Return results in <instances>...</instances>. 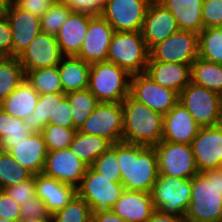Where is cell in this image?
Here are the masks:
<instances>
[{
  "label": "cell",
  "mask_w": 222,
  "mask_h": 222,
  "mask_svg": "<svg viewBox=\"0 0 222 222\" xmlns=\"http://www.w3.org/2000/svg\"><path fill=\"white\" fill-rule=\"evenodd\" d=\"M116 153L125 190L151 193L159 176L155 148L118 142Z\"/></svg>",
  "instance_id": "1"
},
{
  "label": "cell",
  "mask_w": 222,
  "mask_h": 222,
  "mask_svg": "<svg viewBox=\"0 0 222 222\" xmlns=\"http://www.w3.org/2000/svg\"><path fill=\"white\" fill-rule=\"evenodd\" d=\"M222 168L198 172L191 177L186 222H222Z\"/></svg>",
  "instance_id": "2"
},
{
  "label": "cell",
  "mask_w": 222,
  "mask_h": 222,
  "mask_svg": "<svg viewBox=\"0 0 222 222\" xmlns=\"http://www.w3.org/2000/svg\"><path fill=\"white\" fill-rule=\"evenodd\" d=\"M123 142L154 147L162 140L164 115L134 99L122 101Z\"/></svg>",
  "instance_id": "3"
},
{
  "label": "cell",
  "mask_w": 222,
  "mask_h": 222,
  "mask_svg": "<svg viewBox=\"0 0 222 222\" xmlns=\"http://www.w3.org/2000/svg\"><path fill=\"white\" fill-rule=\"evenodd\" d=\"M131 75L109 62L91 64L88 90L99 102L122 103L130 94Z\"/></svg>",
  "instance_id": "4"
},
{
  "label": "cell",
  "mask_w": 222,
  "mask_h": 222,
  "mask_svg": "<svg viewBox=\"0 0 222 222\" xmlns=\"http://www.w3.org/2000/svg\"><path fill=\"white\" fill-rule=\"evenodd\" d=\"M149 59L141 31H115L107 56V62L114 63L130 75L145 73Z\"/></svg>",
  "instance_id": "5"
},
{
  "label": "cell",
  "mask_w": 222,
  "mask_h": 222,
  "mask_svg": "<svg viewBox=\"0 0 222 222\" xmlns=\"http://www.w3.org/2000/svg\"><path fill=\"white\" fill-rule=\"evenodd\" d=\"M179 102L200 127L222 124V96L219 94L191 81L180 92Z\"/></svg>",
  "instance_id": "6"
},
{
  "label": "cell",
  "mask_w": 222,
  "mask_h": 222,
  "mask_svg": "<svg viewBox=\"0 0 222 222\" xmlns=\"http://www.w3.org/2000/svg\"><path fill=\"white\" fill-rule=\"evenodd\" d=\"M124 190L121 182H112L87 167L81 184L77 187V194L88 203L92 214H98L112 210Z\"/></svg>",
  "instance_id": "7"
},
{
  "label": "cell",
  "mask_w": 222,
  "mask_h": 222,
  "mask_svg": "<svg viewBox=\"0 0 222 222\" xmlns=\"http://www.w3.org/2000/svg\"><path fill=\"white\" fill-rule=\"evenodd\" d=\"M154 210L185 216L190 203L191 178L159 175L151 191Z\"/></svg>",
  "instance_id": "8"
},
{
  "label": "cell",
  "mask_w": 222,
  "mask_h": 222,
  "mask_svg": "<svg viewBox=\"0 0 222 222\" xmlns=\"http://www.w3.org/2000/svg\"><path fill=\"white\" fill-rule=\"evenodd\" d=\"M154 148L159 175L190 179L199 172L191 144L161 140Z\"/></svg>",
  "instance_id": "9"
},
{
  "label": "cell",
  "mask_w": 222,
  "mask_h": 222,
  "mask_svg": "<svg viewBox=\"0 0 222 222\" xmlns=\"http://www.w3.org/2000/svg\"><path fill=\"white\" fill-rule=\"evenodd\" d=\"M78 131L84 134L104 137L112 144L123 142L121 103L99 102Z\"/></svg>",
  "instance_id": "10"
},
{
  "label": "cell",
  "mask_w": 222,
  "mask_h": 222,
  "mask_svg": "<svg viewBox=\"0 0 222 222\" xmlns=\"http://www.w3.org/2000/svg\"><path fill=\"white\" fill-rule=\"evenodd\" d=\"M198 57V34L178 30L149 50L148 61L175 62L191 65Z\"/></svg>",
  "instance_id": "11"
},
{
  "label": "cell",
  "mask_w": 222,
  "mask_h": 222,
  "mask_svg": "<svg viewBox=\"0 0 222 222\" xmlns=\"http://www.w3.org/2000/svg\"><path fill=\"white\" fill-rule=\"evenodd\" d=\"M152 0H106L100 15L114 31H141Z\"/></svg>",
  "instance_id": "12"
},
{
  "label": "cell",
  "mask_w": 222,
  "mask_h": 222,
  "mask_svg": "<svg viewBox=\"0 0 222 222\" xmlns=\"http://www.w3.org/2000/svg\"><path fill=\"white\" fill-rule=\"evenodd\" d=\"M130 95L163 115L179 102L177 92L156 83L146 73L131 75Z\"/></svg>",
  "instance_id": "13"
},
{
  "label": "cell",
  "mask_w": 222,
  "mask_h": 222,
  "mask_svg": "<svg viewBox=\"0 0 222 222\" xmlns=\"http://www.w3.org/2000/svg\"><path fill=\"white\" fill-rule=\"evenodd\" d=\"M191 147L199 172L222 168V124L200 127Z\"/></svg>",
  "instance_id": "14"
},
{
  "label": "cell",
  "mask_w": 222,
  "mask_h": 222,
  "mask_svg": "<svg viewBox=\"0 0 222 222\" xmlns=\"http://www.w3.org/2000/svg\"><path fill=\"white\" fill-rule=\"evenodd\" d=\"M63 55L55 35L40 32L18 56L24 72L55 67Z\"/></svg>",
  "instance_id": "15"
},
{
  "label": "cell",
  "mask_w": 222,
  "mask_h": 222,
  "mask_svg": "<svg viewBox=\"0 0 222 222\" xmlns=\"http://www.w3.org/2000/svg\"><path fill=\"white\" fill-rule=\"evenodd\" d=\"M87 167L69 148H66L48 152L42 173L77 188Z\"/></svg>",
  "instance_id": "16"
},
{
  "label": "cell",
  "mask_w": 222,
  "mask_h": 222,
  "mask_svg": "<svg viewBox=\"0 0 222 222\" xmlns=\"http://www.w3.org/2000/svg\"><path fill=\"white\" fill-rule=\"evenodd\" d=\"M114 32L113 27L101 15H94L77 57L89 64L106 62Z\"/></svg>",
  "instance_id": "17"
},
{
  "label": "cell",
  "mask_w": 222,
  "mask_h": 222,
  "mask_svg": "<svg viewBox=\"0 0 222 222\" xmlns=\"http://www.w3.org/2000/svg\"><path fill=\"white\" fill-rule=\"evenodd\" d=\"M0 149L12 157L33 175L43 172L48 148L42 133H32L18 143H0Z\"/></svg>",
  "instance_id": "18"
},
{
  "label": "cell",
  "mask_w": 222,
  "mask_h": 222,
  "mask_svg": "<svg viewBox=\"0 0 222 222\" xmlns=\"http://www.w3.org/2000/svg\"><path fill=\"white\" fill-rule=\"evenodd\" d=\"M178 30L179 27L172 13L157 0H152L141 29L148 50L163 42Z\"/></svg>",
  "instance_id": "19"
},
{
  "label": "cell",
  "mask_w": 222,
  "mask_h": 222,
  "mask_svg": "<svg viewBox=\"0 0 222 222\" xmlns=\"http://www.w3.org/2000/svg\"><path fill=\"white\" fill-rule=\"evenodd\" d=\"M6 18L12 30V57H18L41 32L40 18L10 2Z\"/></svg>",
  "instance_id": "20"
},
{
  "label": "cell",
  "mask_w": 222,
  "mask_h": 222,
  "mask_svg": "<svg viewBox=\"0 0 222 222\" xmlns=\"http://www.w3.org/2000/svg\"><path fill=\"white\" fill-rule=\"evenodd\" d=\"M200 126L189 111L178 102L163 117L162 140L171 143L191 144Z\"/></svg>",
  "instance_id": "21"
},
{
  "label": "cell",
  "mask_w": 222,
  "mask_h": 222,
  "mask_svg": "<svg viewBox=\"0 0 222 222\" xmlns=\"http://www.w3.org/2000/svg\"><path fill=\"white\" fill-rule=\"evenodd\" d=\"M94 15L72 11L55 35L63 56H77L85 40L89 22Z\"/></svg>",
  "instance_id": "22"
},
{
  "label": "cell",
  "mask_w": 222,
  "mask_h": 222,
  "mask_svg": "<svg viewBox=\"0 0 222 222\" xmlns=\"http://www.w3.org/2000/svg\"><path fill=\"white\" fill-rule=\"evenodd\" d=\"M36 196L47 206L48 211L54 214L63 209L77 194V188L60 182L43 173L34 175Z\"/></svg>",
  "instance_id": "23"
},
{
  "label": "cell",
  "mask_w": 222,
  "mask_h": 222,
  "mask_svg": "<svg viewBox=\"0 0 222 222\" xmlns=\"http://www.w3.org/2000/svg\"><path fill=\"white\" fill-rule=\"evenodd\" d=\"M145 73L156 83L178 94L191 82V65L188 64L148 61Z\"/></svg>",
  "instance_id": "24"
},
{
  "label": "cell",
  "mask_w": 222,
  "mask_h": 222,
  "mask_svg": "<svg viewBox=\"0 0 222 222\" xmlns=\"http://www.w3.org/2000/svg\"><path fill=\"white\" fill-rule=\"evenodd\" d=\"M112 210L127 222H146L154 212L151 193L124 190Z\"/></svg>",
  "instance_id": "25"
},
{
  "label": "cell",
  "mask_w": 222,
  "mask_h": 222,
  "mask_svg": "<svg viewBox=\"0 0 222 222\" xmlns=\"http://www.w3.org/2000/svg\"><path fill=\"white\" fill-rule=\"evenodd\" d=\"M175 17L180 30L199 34L203 30L202 6L204 0H157Z\"/></svg>",
  "instance_id": "26"
},
{
  "label": "cell",
  "mask_w": 222,
  "mask_h": 222,
  "mask_svg": "<svg viewBox=\"0 0 222 222\" xmlns=\"http://www.w3.org/2000/svg\"><path fill=\"white\" fill-rule=\"evenodd\" d=\"M91 64L77 56H63L58 64L63 92L88 89Z\"/></svg>",
  "instance_id": "27"
},
{
  "label": "cell",
  "mask_w": 222,
  "mask_h": 222,
  "mask_svg": "<svg viewBox=\"0 0 222 222\" xmlns=\"http://www.w3.org/2000/svg\"><path fill=\"white\" fill-rule=\"evenodd\" d=\"M40 94L25 78L1 103L0 107L10 116L25 119L33 113Z\"/></svg>",
  "instance_id": "28"
},
{
  "label": "cell",
  "mask_w": 222,
  "mask_h": 222,
  "mask_svg": "<svg viewBox=\"0 0 222 222\" xmlns=\"http://www.w3.org/2000/svg\"><path fill=\"white\" fill-rule=\"evenodd\" d=\"M111 145L112 143L104 137L84 134L77 130L69 149L90 167Z\"/></svg>",
  "instance_id": "29"
},
{
  "label": "cell",
  "mask_w": 222,
  "mask_h": 222,
  "mask_svg": "<svg viewBox=\"0 0 222 222\" xmlns=\"http://www.w3.org/2000/svg\"><path fill=\"white\" fill-rule=\"evenodd\" d=\"M191 81L222 96V65L198 56L191 64Z\"/></svg>",
  "instance_id": "30"
},
{
  "label": "cell",
  "mask_w": 222,
  "mask_h": 222,
  "mask_svg": "<svg viewBox=\"0 0 222 222\" xmlns=\"http://www.w3.org/2000/svg\"><path fill=\"white\" fill-rule=\"evenodd\" d=\"M25 78L40 95L64 93L58 65L25 72Z\"/></svg>",
  "instance_id": "31"
},
{
  "label": "cell",
  "mask_w": 222,
  "mask_h": 222,
  "mask_svg": "<svg viewBox=\"0 0 222 222\" xmlns=\"http://www.w3.org/2000/svg\"><path fill=\"white\" fill-rule=\"evenodd\" d=\"M65 96L68 98L71 106L74 128L79 130L85 120L95 110L99 101L88 89L69 92Z\"/></svg>",
  "instance_id": "32"
},
{
  "label": "cell",
  "mask_w": 222,
  "mask_h": 222,
  "mask_svg": "<svg viewBox=\"0 0 222 222\" xmlns=\"http://www.w3.org/2000/svg\"><path fill=\"white\" fill-rule=\"evenodd\" d=\"M198 56L222 65V27L203 28L198 34Z\"/></svg>",
  "instance_id": "33"
},
{
  "label": "cell",
  "mask_w": 222,
  "mask_h": 222,
  "mask_svg": "<svg viewBox=\"0 0 222 222\" xmlns=\"http://www.w3.org/2000/svg\"><path fill=\"white\" fill-rule=\"evenodd\" d=\"M25 79L18 57L0 59V103Z\"/></svg>",
  "instance_id": "34"
},
{
  "label": "cell",
  "mask_w": 222,
  "mask_h": 222,
  "mask_svg": "<svg viewBox=\"0 0 222 222\" xmlns=\"http://www.w3.org/2000/svg\"><path fill=\"white\" fill-rule=\"evenodd\" d=\"M32 175L8 151L0 149V190L28 180Z\"/></svg>",
  "instance_id": "35"
},
{
  "label": "cell",
  "mask_w": 222,
  "mask_h": 222,
  "mask_svg": "<svg viewBox=\"0 0 222 222\" xmlns=\"http://www.w3.org/2000/svg\"><path fill=\"white\" fill-rule=\"evenodd\" d=\"M55 110V93L40 95L32 114L23 121L33 133H41Z\"/></svg>",
  "instance_id": "36"
},
{
  "label": "cell",
  "mask_w": 222,
  "mask_h": 222,
  "mask_svg": "<svg viewBox=\"0 0 222 222\" xmlns=\"http://www.w3.org/2000/svg\"><path fill=\"white\" fill-rule=\"evenodd\" d=\"M32 133L23 119L10 116L0 107V143H18Z\"/></svg>",
  "instance_id": "37"
},
{
  "label": "cell",
  "mask_w": 222,
  "mask_h": 222,
  "mask_svg": "<svg viewBox=\"0 0 222 222\" xmlns=\"http://www.w3.org/2000/svg\"><path fill=\"white\" fill-rule=\"evenodd\" d=\"M92 210L88 203L76 194L63 208L52 214L51 222H91Z\"/></svg>",
  "instance_id": "38"
},
{
  "label": "cell",
  "mask_w": 222,
  "mask_h": 222,
  "mask_svg": "<svg viewBox=\"0 0 222 222\" xmlns=\"http://www.w3.org/2000/svg\"><path fill=\"white\" fill-rule=\"evenodd\" d=\"M90 167L112 182H121L116 143L112 144L105 152H103Z\"/></svg>",
  "instance_id": "39"
},
{
  "label": "cell",
  "mask_w": 222,
  "mask_h": 222,
  "mask_svg": "<svg viewBox=\"0 0 222 222\" xmlns=\"http://www.w3.org/2000/svg\"><path fill=\"white\" fill-rule=\"evenodd\" d=\"M76 132V129L48 124L41 133L43 134L48 151H56L69 148Z\"/></svg>",
  "instance_id": "40"
},
{
  "label": "cell",
  "mask_w": 222,
  "mask_h": 222,
  "mask_svg": "<svg viewBox=\"0 0 222 222\" xmlns=\"http://www.w3.org/2000/svg\"><path fill=\"white\" fill-rule=\"evenodd\" d=\"M72 10L64 4H51L40 18L41 31L56 35Z\"/></svg>",
  "instance_id": "41"
},
{
  "label": "cell",
  "mask_w": 222,
  "mask_h": 222,
  "mask_svg": "<svg viewBox=\"0 0 222 222\" xmlns=\"http://www.w3.org/2000/svg\"><path fill=\"white\" fill-rule=\"evenodd\" d=\"M70 108L71 106L65 93H55L54 115L53 118H49L48 124L75 129Z\"/></svg>",
  "instance_id": "42"
},
{
  "label": "cell",
  "mask_w": 222,
  "mask_h": 222,
  "mask_svg": "<svg viewBox=\"0 0 222 222\" xmlns=\"http://www.w3.org/2000/svg\"><path fill=\"white\" fill-rule=\"evenodd\" d=\"M14 201L20 206H25L29 201L36 197V186L34 182V175L28 180L17 183L16 185L3 189Z\"/></svg>",
  "instance_id": "43"
},
{
  "label": "cell",
  "mask_w": 222,
  "mask_h": 222,
  "mask_svg": "<svg viewBox=\"0 0 222 222\" xmlns=\"http://www.w3.org/2000/svg\"><path fill=\"white\" fill-rule=\"evenodd\" d=\"M203 28L222 27V0H204L202 6Z\"/></svg>",
  "instance_id": "44"
},
{
  "label": "cell",
  "mask_w": 222,
  "mask_h": 222,
  "mask_svg": "<svg viewBox=\"0 0 222 222\" xmlns=\"http://www.w3.org/2000/svg\"><path fill=\"white\" fill-rule=\"evenodd\" d=\"M21 206L14 201L4 190H0V218L11 222L21 219Z\"/></svg>",
  "instance_id": "45"
},
{
  "label": "cell",
  "mask_w": 222,
  "mask_h": 222,
  "mask_svg": "<svg viewBox=\"0 0 222 222\" xmlns=\"http://www.w3.org/2000/svg\"><path fill=\"white\" fill-rule=\"evenodd\" d=\"M20 216L22 218H39L45 220H51V213L48 211L45 203L37 196L21 206Z\"/></svg>",
  "instance_id": "46"
},
{
  "label": "cell",
  "mask_w": 222,
  "mask_h": 222,
  "mask_svg": "<svg viewBox=\"0 0 222 222\" xmlns=\"http://www.w3.org/2000/svg\"><path fill=\"white\" fill-rule=\"evenodd\" d=\"M106 0H62L72 11L100 15Z\"/></svg>",
  "instance_id": "47"
},
{
  "label": "cell",
  "mask_w": 222,
  "mask_h": 222,
  "mask_svg": "<svg viewBox=\"0 0 222 222\" xmlns=\"http://www.w3.org/2000/svg\"><path fill=\"white\" fill-rule=\"evenodd\" d=\"M12 30L8 19L0 20V59L12 57Z\"/></svg>",
  "instance_id": "48"
},
{
  "label": "cell",
  "mask_w": 222,
  "mask_h": 222,
  "mask_svg": "<svg viewBox=\"0 0 222 222\" xmlns=\"http://www.w3.org/2000/svg\"><path fill=\"white\" fill-rule=\"evenodd\" d=\"M12 2L18 8L38 16L39 18L44 15L51 5L47 0H13Z\"/></svg>",
  "instance_id": "49"
},
{
  "label": "cell",
  "mask_w": 222,
  "mask_h": 222,
  "mask_svg": "<svg viewBox=\"0 0 222 222\" xmlns=\"http://www.w3.org/2000/svg\"><path fill=\"white\" fill-rule=\"evenodd\" d=\"M146 222H186L183 216L154 210Z\"/></svg>",
  "instance_id": "50"
},
{
  "label": "cell",
  "mask_w": 222,
  "mask_h": 222,
  "mask_svg": "<svg viewBox=\"0 0 222 222\" xmlns=\"http://www.w3.org/2000/svg\"><path fill=\"white\" fill-rule=\"evenodd\" d=\"M91 222H127L119 217L113 210L92 214Z\"/></svg>",
  "instance_id": "51"
},
{
  "label": "cell",
  "mask_w": 222,
  "mask_h": 222,
  "mask_svg": "<svg viewBox=\"0 0 222 222\" xmlns=\"http://www.w3.org/2000/svg\"><path fill=\"white\" fill-rule=\"evenodd\" d=\"M9 3L10 2L8 0H0V20L6 17Z\"/></svg>",
  "instance_id": "52"
},
{
  "label": "cell",
  "mask_w": 222,
  "mask_h": 222,
  "mask_svg": "<svg viewBox=\"0 0 222 222\" xmlns=\"http://www.w3.org/2000/svg\"><path fill=\"white\" fill-rule=\"evenodd\" d=\"M18 222H51V220H45L39 218H22Z\"/></svg>",
  "instance_id": "53"
},
{
  "label": "cell",
  "mask_w": 222,
  "mask_h": 222,
  "mask_svg": "<svg viewBox=\"0 0 222 222\" xmlns=\"http://www.w3.org/2000/svg\"><path fill=\"white\" fill-rule=\"evenodd\" d=\"M51 4H62V0H47Z\"/></svg>",
  "instance_id": "54"
},
{
  "label": "cell",
  "mask_w": 222,
  "mask_h": 222,
  "mask_svg": "<svg viewBox=\"0 0 222 222\" xmlns=\"http://www.w3.org/2000/svg\"><path fill=\"white\" fill-rule=\"evenodd\" d=\"M0 222H11V221H8V220H6V219L0 218Z\"/></svg>",
  "instance_id": "55"
}]
</instances>
